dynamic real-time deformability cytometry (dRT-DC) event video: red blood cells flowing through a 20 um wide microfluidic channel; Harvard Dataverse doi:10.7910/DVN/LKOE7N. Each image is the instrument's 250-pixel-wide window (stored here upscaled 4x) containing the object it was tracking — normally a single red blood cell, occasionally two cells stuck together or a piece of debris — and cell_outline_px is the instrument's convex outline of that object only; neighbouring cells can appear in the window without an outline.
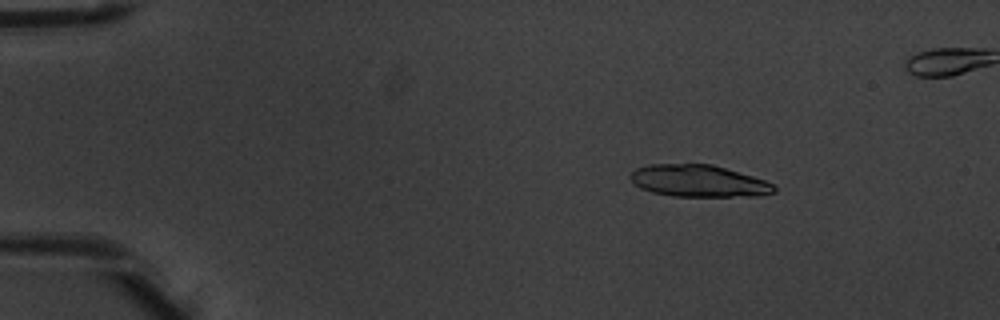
{"species": "common noctule bat (a hibernating species)", "species_latin": "Nyctalus noctula", "temperature_condition": "warm", "stored_images_in_passage": 5, "camera_frame_rate_fps": 3000, "um_per_image_px": 0.085, "animal": {"sex": "male", "body_mass_g": 20.1, "forearm_length_mm": 53.5}, "frame": {"image": 1, "passage_image": 2, "time_ms": 0.333, "image_size_px": [1000, 320], "cell_outline_px": [[776, 192], [756, 196], [672, 196], [652, 192], [640, 188], [628, 176], [636, 168], [648, 164], [712, 164], [752, 176], [764, 180], [772, 184], [776, 188]], "centroid_in_image_um": [59.36, 15.38], "position_along_channel_um": 25.6, "area_um2": 26.65}}